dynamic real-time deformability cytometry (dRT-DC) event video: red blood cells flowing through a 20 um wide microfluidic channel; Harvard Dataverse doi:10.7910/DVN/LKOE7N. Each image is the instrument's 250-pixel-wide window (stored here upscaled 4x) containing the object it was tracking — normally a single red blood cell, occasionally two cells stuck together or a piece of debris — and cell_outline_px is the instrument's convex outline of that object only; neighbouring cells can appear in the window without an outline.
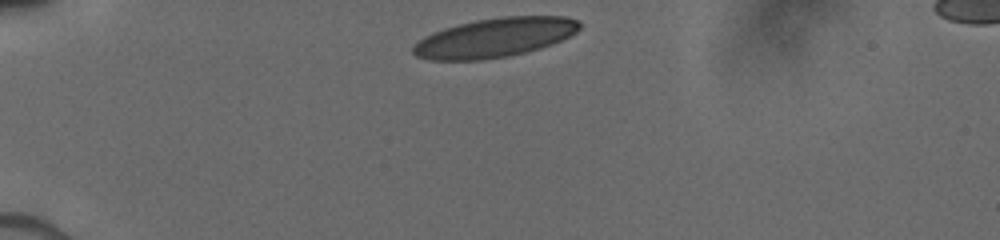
{"species": "human", "species_latin": "Homo sapiens", "temperature_condition": "cold", "stored_images_in_passage": 10, "camera_frame_rate_fps": 3000, "um_per_image_px": 0.085, "donor": {"sex": "male"}, "frame": {"image": 1, "passage_image": 1, "time_ms": 0.0, "image_size_px": [1000, 240], "cell_outline_px": [[580, 28], [576, 32], [552, 44], [540, 48], [508, 56], [480, 60], [428, 60], [416, 56], [412, 52], [412, 44], [416, 40], [432, 32], [444, 28], [476, 20], [500, 16], [568, 16], [580, 20]], "centroid_in_image_um": [42.02, 3.19], "position_along_channel_um": 43.0, "area_um2": 38.26}}